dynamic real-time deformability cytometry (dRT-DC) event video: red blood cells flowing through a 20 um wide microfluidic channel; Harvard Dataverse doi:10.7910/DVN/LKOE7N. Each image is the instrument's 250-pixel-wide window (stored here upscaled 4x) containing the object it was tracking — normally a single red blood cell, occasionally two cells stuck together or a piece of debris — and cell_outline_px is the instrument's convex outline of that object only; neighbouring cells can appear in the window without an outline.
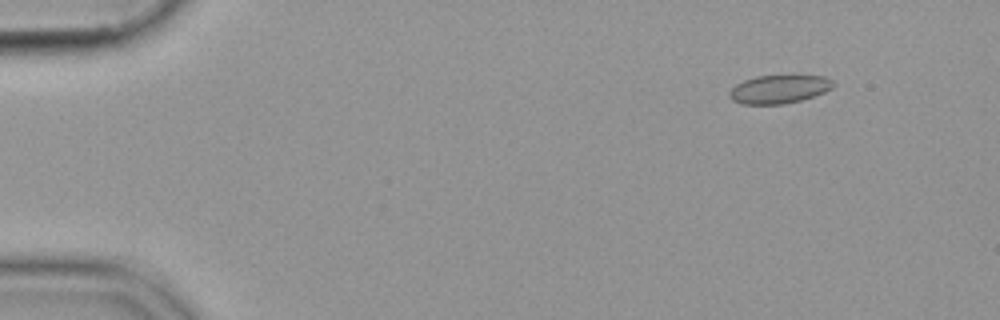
{"species": "common noctule bat (a hibernating species)", "species_latin": "Nyctalus noctula", "temperature_condition": "cold", "stored_images_in_passage": 51, "camera_frame_rate_fps": 3000, "um_per_image_px": 0.085, "animal": {"sex": "female", "body_mass_g": 19.9}, "frame": {"image": 1, "passage_image": 1, "time_ms": 0.0, "image_size_px": [1000, 320], "cell_outline_px": [[832, 88], [824, 92], [800, 100], [784, 104], [740, 104], [732, 100], [728, 96], [728, 92], [736, 84], [744, 80], [756, 76], [792, 72], [824, 76], [832, 80]], "centroid_in_image_um": [66.22, 7.52], "position_along_channel_um": 18.8, "area_um2": 17.98}}
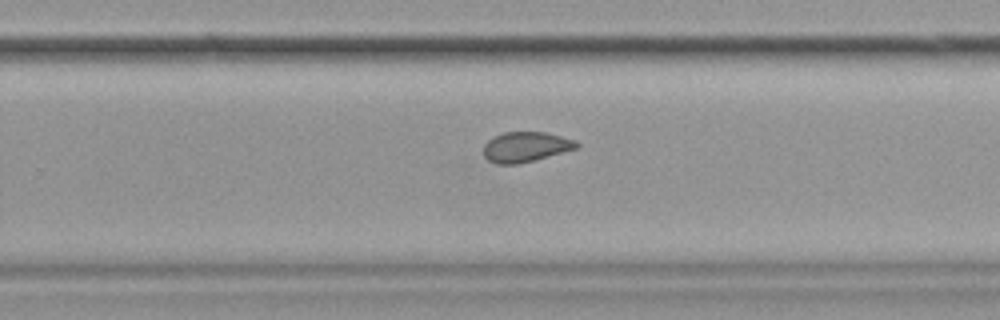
{"frame": {"image": 2, "passage_image": 31, "time_ms": 10.0, "image_size_px": [1000, 320], "cell_outline_px": [[580, 144], [576, 148], [520, 164], [496, 164], [488, 160], [484, 156], [484, 144], [492, 136], [504, 132], [544, 132], [576, 140]], "centroid_in_image_um": [44.64, 12.48], "position_along_channel_um": 285.2, "area_um2": 16.3}}
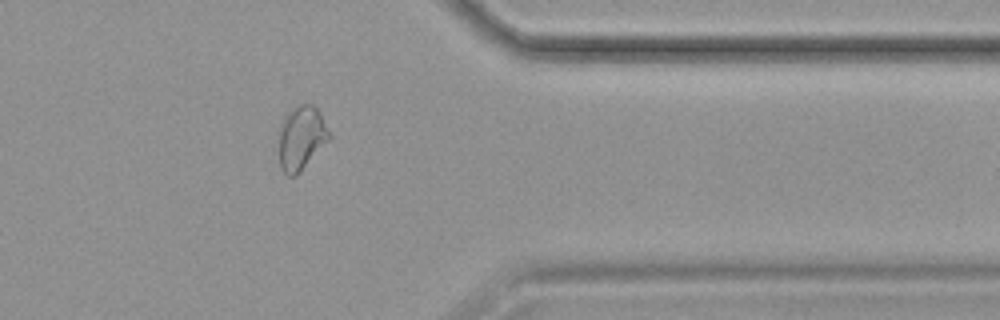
{"frame": {"image": 3, "passage_image": 40, "time_ms": 13.0, "image_size_px": [1000, 320], "cell_outline_px": [[332, 136], [300, 172], [296, 176], [288, 176], [280, 168], [280, 132], [284, 116], [292, 108], [300, 104], [312, 104], [320, 112]], "centroid_in_image_um": [25.63, 11.72], "position_along_channel_um": 385.8, "area_um2": 18.55}}